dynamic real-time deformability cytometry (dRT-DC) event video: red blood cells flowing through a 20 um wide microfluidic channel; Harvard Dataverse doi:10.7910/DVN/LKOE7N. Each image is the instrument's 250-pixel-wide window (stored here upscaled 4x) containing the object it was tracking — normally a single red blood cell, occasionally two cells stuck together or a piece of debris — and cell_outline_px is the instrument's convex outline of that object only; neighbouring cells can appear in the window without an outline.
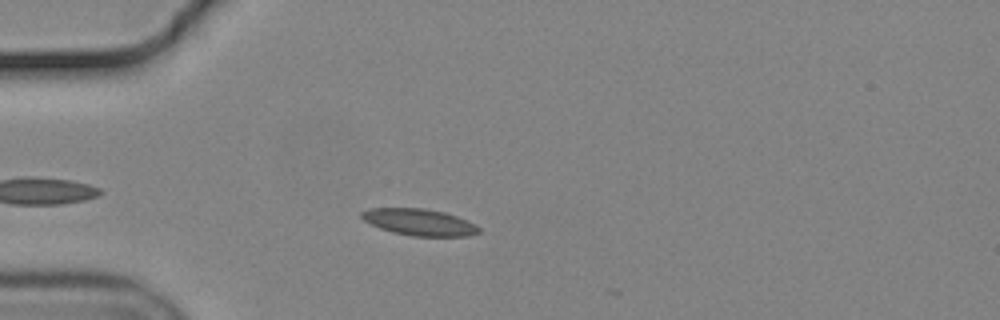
{"species": "common noctule bat (a hibernating species)", "species_latin": "Nyctalus noctula", "temperature_condition": "cold", "stored_images_in_passage": 10, "camera_frame_rate_fps": 3000, "um_per_image_px": 0.085, "animal": {"sex": "male", "body_mass_g": 19.2, "forearm_length_mm": 51.8}, "frame": {"image": 1, "passage_image": 7, "time_ms": 2.0, "image_size_px": [1000, 320], "cell_outline_px": [[480, 232], [468, 236], [412, 236], [392, 232], [380, 228], [364, 220], [360, 216], [360, 212], [368, 208], [424, 208], [444, 212], [456, 216], [476, 224], [480, 228]], "centroid_in_image_um": [35.64, 18.88], "position_along_channel_um": 49.4, "area_um2": 18.21}}